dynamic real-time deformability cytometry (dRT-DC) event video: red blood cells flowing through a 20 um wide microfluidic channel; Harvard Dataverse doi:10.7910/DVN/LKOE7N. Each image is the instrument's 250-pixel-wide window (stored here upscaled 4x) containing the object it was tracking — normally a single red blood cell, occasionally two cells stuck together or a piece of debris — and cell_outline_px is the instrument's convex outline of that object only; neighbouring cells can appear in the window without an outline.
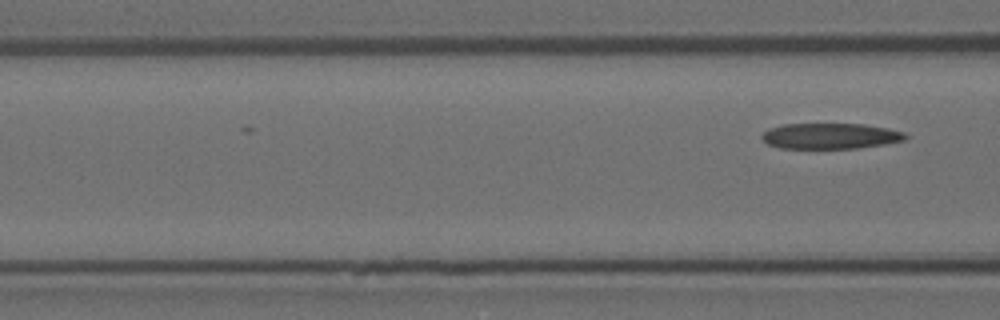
{"species": "Egyptian fruit bat (a non-hibernating species)", "species_latin": "Rousettus aegyptiacus", "temperature_condition": "room temperature", "stored_images_in_passage": 12, "camera_frame_rate_fps": 3000, "um_per_image_px": 0.085, "animal": {"sex": "female"}, "frame": {"image": 1, "passage_image": 12, "time_ms": 3.667, "image_size_px": [1000, 320], "cell_outline_px": [[908, 136], [904, 140], [884, 144], [856, 148], [780, 148], [768, 144], [760, 136], [768, 128], [784, 124], [864, 124], [888, 128], [904, 132]], "centroid_in_image_um": [70.57, 11.55], "position_along_channel_um": 96.0, "area_um2": 21.44}}